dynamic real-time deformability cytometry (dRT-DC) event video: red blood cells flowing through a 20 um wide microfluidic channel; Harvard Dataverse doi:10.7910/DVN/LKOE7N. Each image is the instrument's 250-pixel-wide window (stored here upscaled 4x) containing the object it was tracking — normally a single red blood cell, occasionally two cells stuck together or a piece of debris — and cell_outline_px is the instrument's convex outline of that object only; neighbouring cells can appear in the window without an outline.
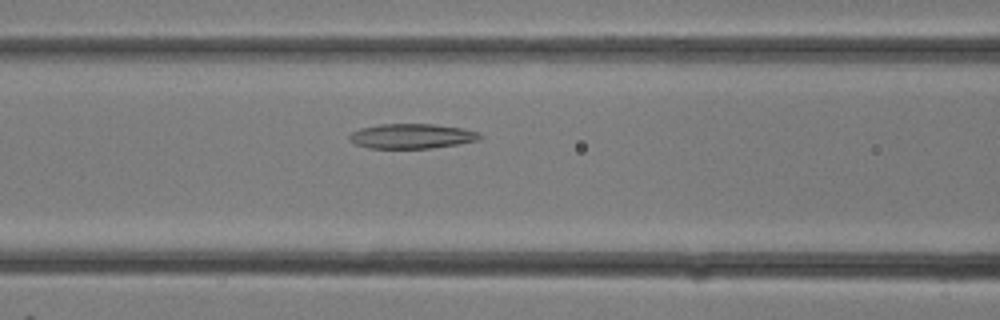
{"species": "common noctule bat (a hibernating species)", "species_latin": "Nyctalus noctula", "temperature_condition": "room temperature", "stored_images_in_passage": 14, "camera_frame_rate_fps": 3000, "um_per_image_px": 0.085, "animal": {"sex": "female"}, "frame": {"image": 1, "passage_image": 12, "time_ms": 3.667, "image_size_px": [1000, 320], "cell_outline_px": [[484, 136], [480, 140], [432, 148], [368, 148], [356, 144], [348, 140], [348, 136], [352, 132], [360, 128], [380, 124], [436, 124], [464, 128], [480, 132]], "centroid_in_image_um": [35.03, 11.56], "position_along_channel_um": 131.6, "area_um2": 19.07}}
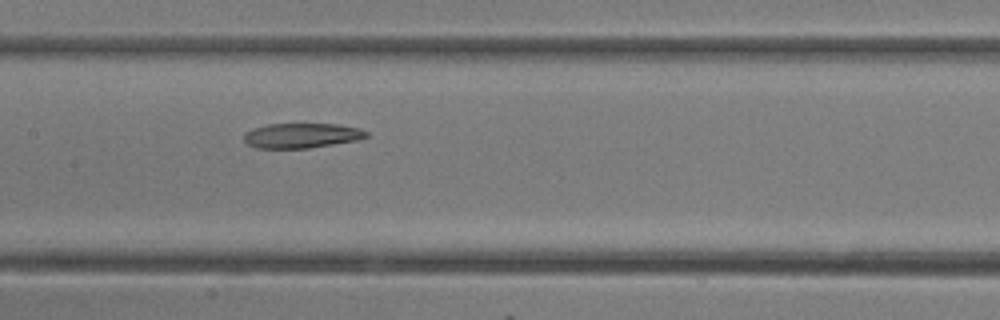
{"frame": {"image": 2, "passage_image": 14, "time_ms": 4.333, "image_size_px": [1000, 320], "cell_outline_px": [[368, 136], [356, 140], [308, 148], [256, 148], [248, 144], [244, 140], [244, 132], [252, 128], [268, 124], [336, 124], [360, 128], [368, 132]], "centroid_in_image_um": [25.61, 11.51], "position_along_channel_um": 181.8, "area_um2": 17.69}}